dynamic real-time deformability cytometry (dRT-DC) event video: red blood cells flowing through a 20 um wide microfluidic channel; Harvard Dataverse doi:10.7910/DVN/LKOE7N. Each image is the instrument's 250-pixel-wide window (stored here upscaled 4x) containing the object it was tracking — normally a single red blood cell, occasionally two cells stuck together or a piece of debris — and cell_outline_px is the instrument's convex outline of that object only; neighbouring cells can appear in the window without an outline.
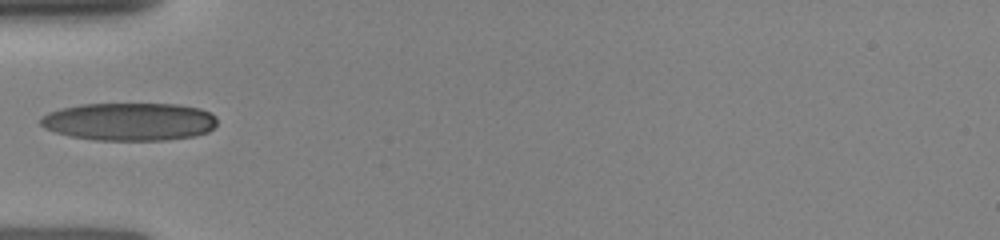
{"species": "human", "species_latin": "Homo sapiens", "temperature_condition": "room temperature", "stored_images_in_passage": 2, "camera_frame_rate_fps": 3000, "um_per_image_px": 0.085, "donor": {"sex": "female"}, "frame": {"image": 1, "passage_image": 1, "time_ms": 0.0, "image_size_px": [1000, 240], "cell_outline_px": [[216, 124], [208, 132], [192, 136], [164, 140], [96, 140], [72, 136], [56, 132], [44, 128], [40, 124], [40, 116], [48, 112], [60, 108], [80, 104], [176, 104], [200, 108], [216, 116]], "centroid_in_image_um": [10.97, 10.33], "position_along_channel_um": 74.0, "area_um2": 39.02}}